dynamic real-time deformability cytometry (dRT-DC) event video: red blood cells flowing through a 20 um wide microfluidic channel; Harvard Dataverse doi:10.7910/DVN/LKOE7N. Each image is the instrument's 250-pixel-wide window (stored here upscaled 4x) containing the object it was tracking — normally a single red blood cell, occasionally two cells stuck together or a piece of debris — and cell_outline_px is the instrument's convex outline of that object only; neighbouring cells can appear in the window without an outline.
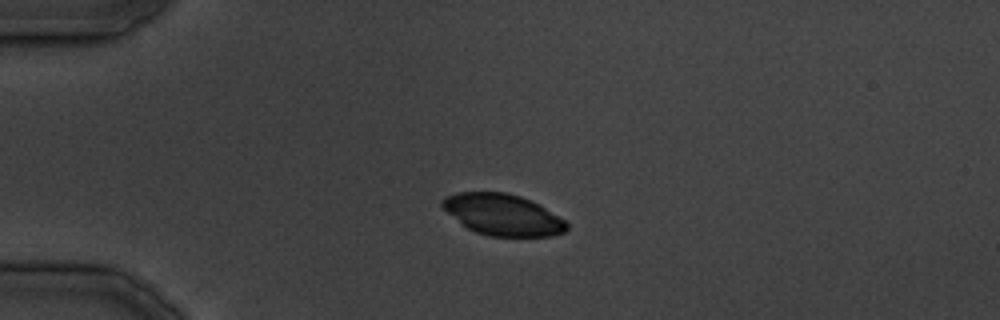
{"species": "common noctule bat (a hibernating species)", "species_latin": "Nyctalus noctula", "temperature_condition": "cold", "stored_images_in_passage": 9, "camera_frame_rate_fps": 3000, "um_per_image_px": 0.085, "animal": {"sex": "male", "body_mass_g": 19.5, "forearm_length_mm": 54.6}, "frame": {"image": 1, "passage_image": 2, "time_ms": 1.333, "image_size_px": [1000, 320], "cell_outline_px": [[568, 228], [564, 232], [552, 236], [488, 236], [476, 232], [468, 228], [448, 212], [440, 204], [440, 200], [444, 196], [456, 192], [508, 192], [520, 196], [540, 204], [564, 220], [568, 224]], "centroid_in_image_um": [42.74, 18.24], "position_along_channel_um": 42.3, "area_um2": 29.88}}